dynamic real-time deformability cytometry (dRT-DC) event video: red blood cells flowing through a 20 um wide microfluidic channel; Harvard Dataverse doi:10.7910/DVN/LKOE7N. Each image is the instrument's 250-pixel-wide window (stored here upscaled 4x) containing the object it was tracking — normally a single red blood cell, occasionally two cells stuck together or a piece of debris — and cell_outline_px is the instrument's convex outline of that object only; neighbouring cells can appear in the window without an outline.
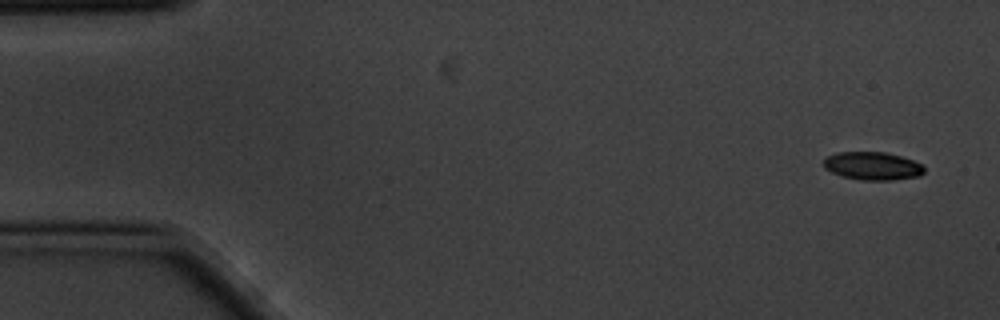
{"species": "common noctule bat (a hibernating species)", "species_latin": "Nyctalus noctula", "temperature_condition": "cold", "stored_images_in_passage": 4, "camera_frame_rate_fps": 3000, "um_per_image_px": 0.085, "animal": {"sex": "male", "body_mass_g": 20.1, "forearm_length_mm": 53.5}, "frame": {"image": 1, "passage_image": 1, "time_ms": 0.0, "image_size_px": [1000, 320], "cell_outline_px": [[924, 172], [920, 176], [892, 180], [860, 180], [840, 176], [824, 168], [824, 156], [836, 152], [884, 152], [900, 156], [912, 160], [920, 164], [924, 168]], "centroid_in_image_um": [74.12, 14.11], "position_along_channel_um": 10.9, "area_um2": 16.53}}
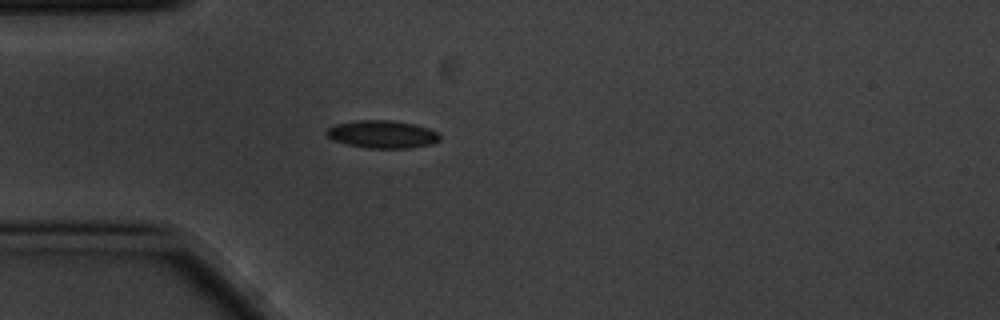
{"frame": {"image": 2, "passage_image": 4, "time_ms": 1.0, "image_size_px": [1000, 320], "cell_outline_px": [[440, 140], [432, 144], [408, 148], [368, 148], [348, 144], [332, 140], [324, 132], [328, 128], [336, 124], [356, 120], [388, 120], [412, 124], [428, 128], [436, 132], [440, 136]], "centroid_in_image_um": [32.47, 11.41], "position_along_channel_um": 52.5, "area_um2": 18.15}}